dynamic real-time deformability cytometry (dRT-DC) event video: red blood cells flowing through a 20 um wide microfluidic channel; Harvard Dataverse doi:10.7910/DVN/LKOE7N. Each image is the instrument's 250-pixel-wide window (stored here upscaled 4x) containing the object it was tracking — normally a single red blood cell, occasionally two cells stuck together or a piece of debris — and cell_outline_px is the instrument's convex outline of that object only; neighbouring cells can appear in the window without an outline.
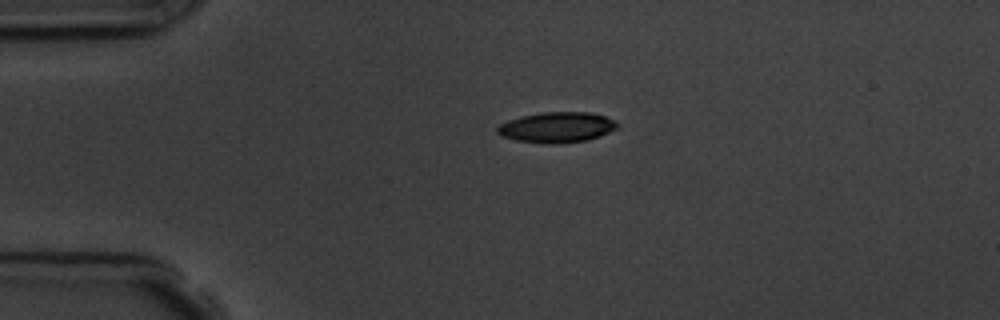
{"species": "common noctule bat (a hibernating species)", "species_latin": "Nyctalus noctula", "temperature_condition": "room temperature", "stored_images_in_passage": 2, "camera_frame_rate_fps": 3000, "um_per_image_px": 0.085, "animal": {"sex": "male", "body_mass_g": 19.5, "forearm_length_mm": 54.6}, "frame": {"image": 1, "passage_image": 1, "time_ms": 0.0, "image_size_px": [1000, 320], "cell_outline_px": [[620, 124], [616, 128], [600, 136], [588, 140], [556, 144], [544, 144], [516, 140], [500, 136], [496, 132], [496, 128], [500, 124], [508, 120], [524, 116], [544, 112], [588, 112], [604, 116], [616, 120]], "centroid_in_image_um": [47.33, 10.83], "position_along_channel_um": 37.7, "area_um2": 21.39}}